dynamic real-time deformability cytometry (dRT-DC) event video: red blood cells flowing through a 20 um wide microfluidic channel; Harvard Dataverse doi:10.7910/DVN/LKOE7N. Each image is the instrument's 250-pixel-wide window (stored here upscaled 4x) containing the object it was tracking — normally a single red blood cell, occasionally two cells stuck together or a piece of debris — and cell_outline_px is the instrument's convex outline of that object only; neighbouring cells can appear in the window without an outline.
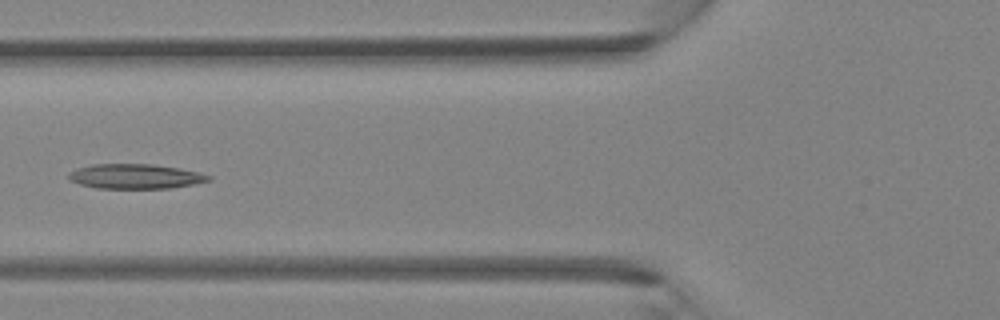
{"species": "Egyptian fruit bat (a non-hibernating species)", "species_latin": "Rousettus aegyptiacus", "temperature_condition": "room temperature", "stored_images_in_passage": 5, "camera_frame_rate_fps": 3000, "um_per_image_px": 0.085, "animal": {"sex": "female"}, "frame": {"image": 1, "passage_image": 5, "time_ms": 1.333, "image_size_px": [1000, 320], "cell_outline_px": [[212, 180], [172, 188], [96, 188], [80, 184], [68, 180], [68, 172], [76, 168], [92, 164], [152, 164], [180, 168], [200, 172], [212, 176]], "centroid_in_image_um": [11.49, 14.98], "position_along_channel_um": 114.3, "area_um2": 20.35}}